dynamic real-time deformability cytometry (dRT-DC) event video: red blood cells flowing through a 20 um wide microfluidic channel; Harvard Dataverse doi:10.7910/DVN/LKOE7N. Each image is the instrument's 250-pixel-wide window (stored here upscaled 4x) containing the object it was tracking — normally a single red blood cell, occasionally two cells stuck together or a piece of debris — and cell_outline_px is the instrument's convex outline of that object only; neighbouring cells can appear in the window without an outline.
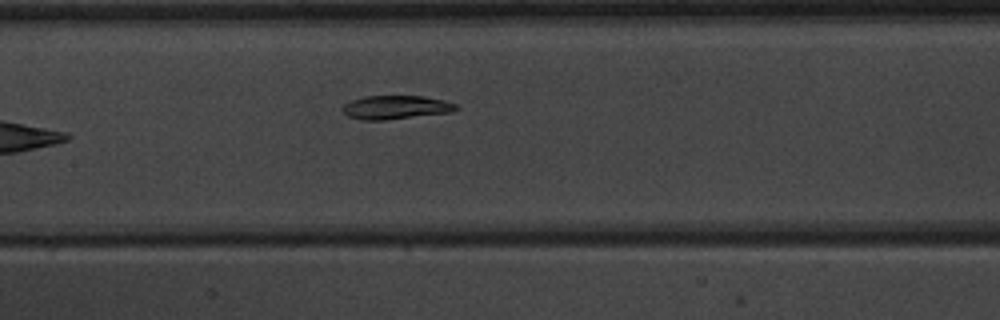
{"species": "common noctule bat (a hibernating species)", "species_latin": "Nyctalus noctula", "temperature_condition": "warm", "stored_images_in_passage": 7, "camera_frame_rate_fps": 3000, "um_per_image_px": 0.085, "animal": {"sex": "male", "body_mass_g": 20.1, "forearm_length_mm": 53.5}, "frame": {"image": 1, "passage_image": 7, "time_ms": 8.333, "image_size_px": [1000, 320], "cell_outline_px": [[460, 108], [452, 112], [384, 120], [360, 120], [348, 116], [344, 112], [344, 104], [352, 100], [364, 96], [424, 96], [444, 100], [456, 104]], "centroid_in_image_um": [33.67, 9.12], "position_along_channel_um": 173.7, "area_um2": 15.61}}